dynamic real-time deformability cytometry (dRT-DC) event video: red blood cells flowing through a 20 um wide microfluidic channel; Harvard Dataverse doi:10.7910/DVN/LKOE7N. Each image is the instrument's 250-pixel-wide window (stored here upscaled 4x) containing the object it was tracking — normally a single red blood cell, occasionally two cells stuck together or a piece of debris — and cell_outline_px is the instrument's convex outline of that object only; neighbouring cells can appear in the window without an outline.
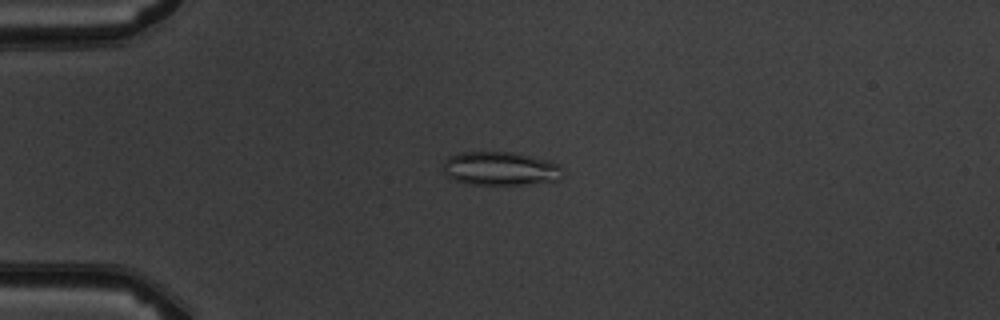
{"species": "common noctule bat (a hibernating species)", "species_latin": "Nyctalus noctula", "temperature_condition": "warm", "stored_images_in_passage": 5, "camera_frame_rate_fps": 3000, "um_per_image_px": 0.085, "animal": {"sex": "male", "body_mass_g": 19.5, "forearm_length_mm": 54.6}, "frame": {"image": 1, "passage_image": 4, "time_ms": 4.333, "image_size_px": [1000, 320], "cell_outline_px": [[564, 176], [556, 180], [524, 184], [468, 184], [456, 180], [440, 172], [440, 168], [444, 160], [448, 156], [460, 152], [516, 152], [548, 160], [560, 164], [564, 168]], "centroid_in_image_um": [42.51, 14.31], "position_along_channel_um": 42.5, "area_um2": 23.87}}